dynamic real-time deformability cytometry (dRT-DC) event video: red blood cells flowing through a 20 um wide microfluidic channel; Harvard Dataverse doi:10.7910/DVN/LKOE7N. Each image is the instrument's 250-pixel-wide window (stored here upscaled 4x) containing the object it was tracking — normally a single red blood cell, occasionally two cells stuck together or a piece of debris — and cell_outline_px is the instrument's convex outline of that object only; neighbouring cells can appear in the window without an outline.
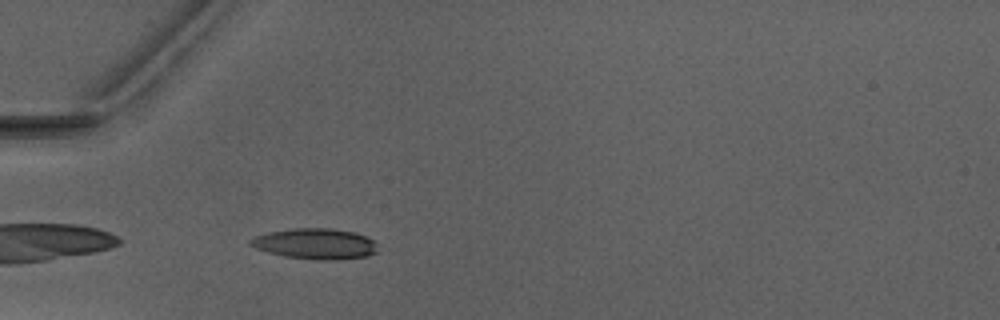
{"species": "Egyptian fruit bat (a non-hibernating species)", "species_latin": "Rousettus aegyptiacus", "temperature_condition": "warm", "stored_images_in_passage": 30, "camera_frame_rate_fps": 3000, "um_per_image_px": 0.085, "animal": {"sex": "male"}, "frame": {"image": 1, "passage_image": 2, "time_ms": 0.333, "image_size_px": [1000, 320], "cell_outline_px": [[376, 252], [368, 256], [332, 260], [320, 260], [284, 256], [268, 252], [256, 248], [248, 244], [248, 240], [256, 236], [268, 232], [292, 228], [332, 228], [352, 232], [368, 236], [372, 240]], "centroid_in_image_um": [26.76, 20.71], "position_along_channel_um": 58.2, "area_um2": 22.6}}
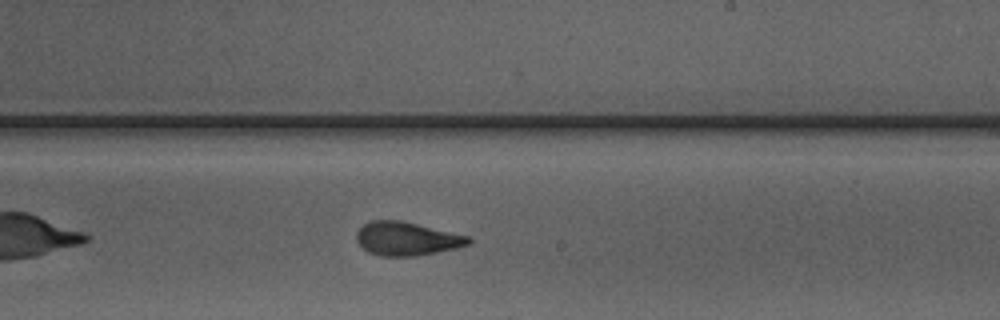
{"frame": {"image": 2, "passage_image": 17, "time_ms": 5.333, "image_size_px": [1000, 320], "cell_outline_px": [[472, 240], [468, 244], [456, 248], [416, 256], [380, 256], [368, 252], [356, 240], [356, 232], [364, 224], [372, 220], [400, 220], [468, 236]], "centroid_in_image_um": [34.54, 20.29], "position_along_channel_um": 254.5, "area_um2": 21.68}}
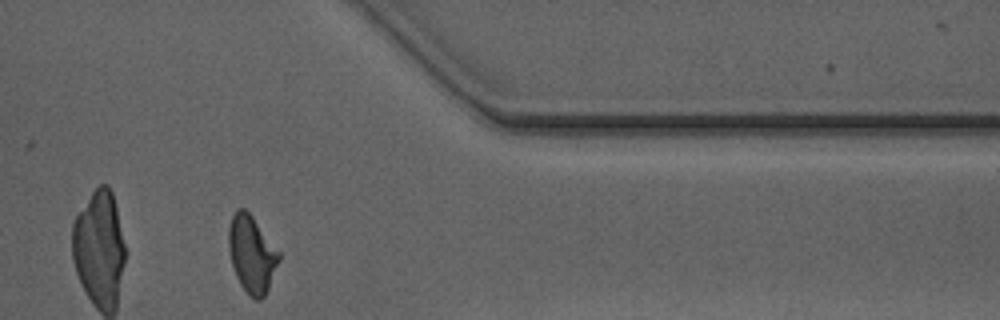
{"frame": {"image": 3, "passage_image": 28, "time_ms": 9.0, "image_size_px": [1000, 320], "cell_outline_px": [[280, 260], [268, 288], [264, 296], [260, 300], [256, 300], [240, 284], [236, 276], [232, 264], [228, 248], [228, 228], [232, 216], [236, 208], [244, 208], [252, 216], [280, 252]], "centroid_in_image_um": [21.39, 21.57], "position_along_channel_um": 390.0, "area_um2": 22.37}, "authors_computed_cell_mechanics": {"area_um2": 22.0796, "velocity_mm_per_s": 4.0895, "shape_relaxation_time_tau1_ms": 4.7711, "shape_relaxation_time_tau2_ms": 1.1217, "deformation_change_tau1": 0.1803, "deformation_change_tau2": 0.088}}